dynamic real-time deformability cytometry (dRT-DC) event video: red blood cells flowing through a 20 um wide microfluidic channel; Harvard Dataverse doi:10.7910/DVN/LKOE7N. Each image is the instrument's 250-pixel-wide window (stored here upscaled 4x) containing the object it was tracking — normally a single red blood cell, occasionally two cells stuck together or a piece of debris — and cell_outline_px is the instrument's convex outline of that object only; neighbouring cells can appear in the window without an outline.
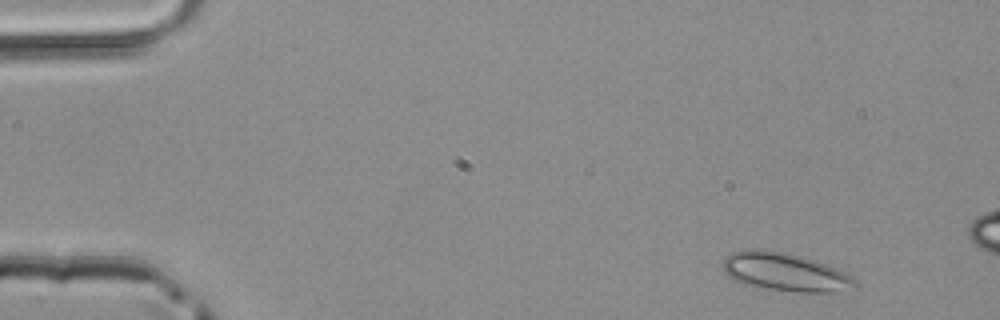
{"species": "common noctule bat (a hibernating species)", "species_latin": "Nyctalus noctula", "temperature_condition": "room temperature", "stored_images_in_passage": 10, "camera_frame_rate_fps": 3000, "um_per_image_px": 0.085, "animal": {"sex": "male", "body_mass_g": 20.4}, "frame": {"image": 1, "passage_image": 1, "time_ms": 0.0, "image_size_px": [1000, 320], "cell_outline_px": [[856, 288], [836, 292], [800, 292], [764, 288], [744, 284], [728, 276], [724, 272], [720, 264], [724, 256], [732, 252], [748, 248], [784, 252], [800, 256], [836, 268], [852, 276], [856, 280]], "centroid_in_image_um": [66.69, 23.12], "position_along_channel_um": 18.3, "area_um2": 29.54}}